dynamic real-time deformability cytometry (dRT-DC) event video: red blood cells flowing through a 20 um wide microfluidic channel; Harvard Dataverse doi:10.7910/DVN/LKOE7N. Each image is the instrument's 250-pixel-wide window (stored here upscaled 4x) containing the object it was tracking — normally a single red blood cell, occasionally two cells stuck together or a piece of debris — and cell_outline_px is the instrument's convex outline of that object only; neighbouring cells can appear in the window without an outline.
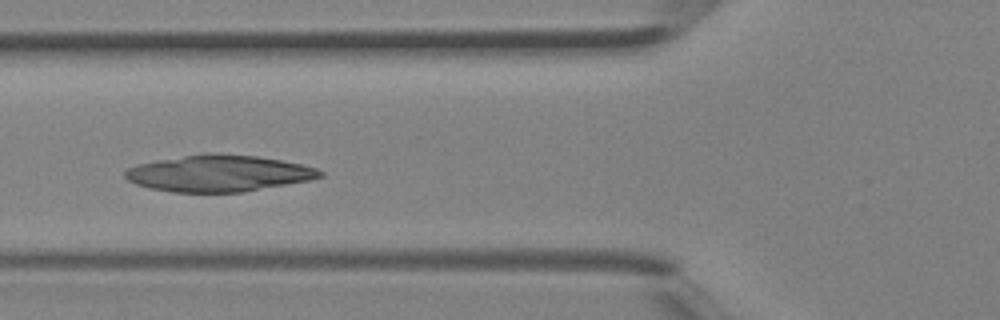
{"species": "Egyptian fruit bat (a non-hibernating species)", "species_latin": "Rousettus aegyptiacus", "temperature_condition": "room temperature", "stored_images_in_passage": 39, "camera_frame_rate_fps": 3000, "um_per_image_px": 0.085, "animal": {"sex": "female"}, "frame": {"image": 1, "passage_image": 14, "time_ms": 4.333, "image_size_px": [1000, 320], "cell_outline_px": [[324, 176], [308, 180], [244, 192], [172, 192], [148, 188], [136, 184], [128, 180], [124, 176], [124, 172], [128, 168], [136, 164], [156, 160], [204, 152], [216, 152], [256, 156], [280, 160], [300, 164], [316, 168], [324, 172]], "centroid_in_image_um": [18.54, 14.72], "position_along_channel_um": 107.3, "area_um2": 41.67}}
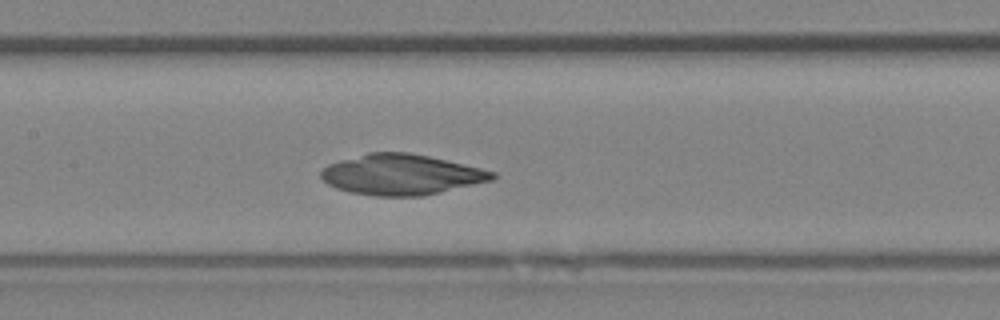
{"frame": {"image": 2, "passage_image": 18, "time_ms": 5.667, "image_size_px": [1000, 320], "cell_outline_px": [[496, 180], [424, 196], [376, 196], [348, 192], [336, 188], [328, 184], [320, 176], [320, 172], [328, 164], [340, 160], [368, 152], [408, 152], [428, 156], [480, 168], [496, 172]], "centroid_in_image_um": [34.13, 14.85], "position_along_channel_um": 173.3, "area_um2": 40.63}}
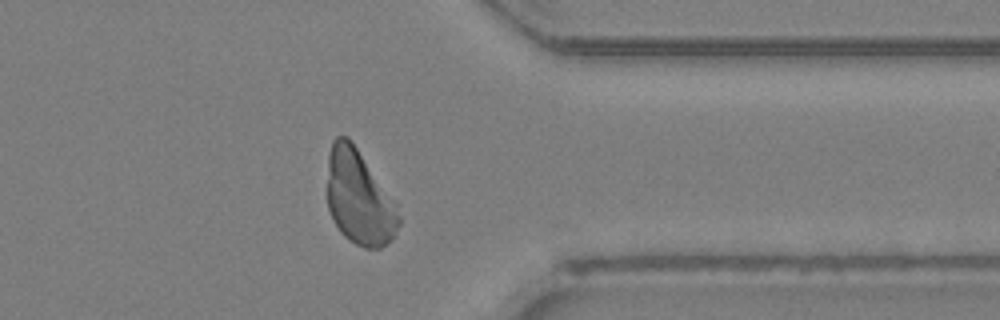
{"frame": {"image": 3, "passage_image": 31, "time_ms": 10.0, "image_size_px": [1000, 320], "cell_outline_px": [[400, 224], [392, 240], [380, 248], [364, 248], [348, 240], [340, 232], [328, 208], [328, 156], [332, 140], [336, 136], [348, 136], [396, 204], [400, 216]], "centroid_in_image_um": [30.52, 16.83], "position_along_channel_um": 380.9, "area_um2": 39.07}}